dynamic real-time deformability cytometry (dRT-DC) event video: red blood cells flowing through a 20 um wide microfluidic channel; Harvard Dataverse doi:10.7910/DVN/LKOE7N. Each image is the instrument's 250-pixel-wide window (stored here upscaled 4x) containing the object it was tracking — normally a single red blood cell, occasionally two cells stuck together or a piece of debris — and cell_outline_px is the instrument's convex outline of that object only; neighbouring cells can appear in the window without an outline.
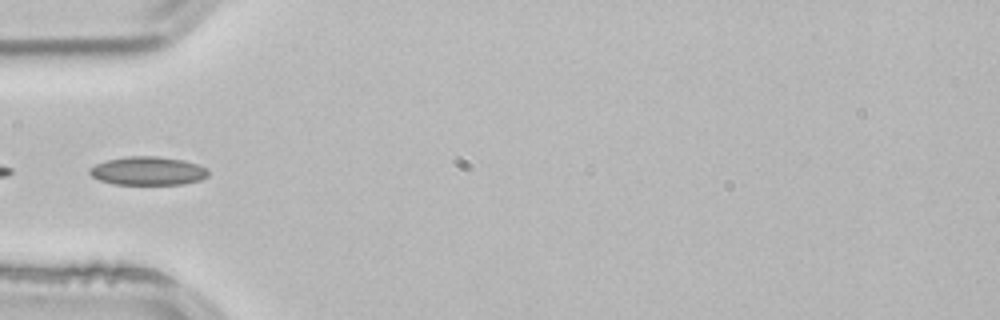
{"species": "common noctule bat (a hibernating species)", "species_latin": "Nyctalus noctula", "temperature_condition": "room temperature", "stored_images_in_passage": 2, "camera_frame_rate_fps": 3000, "um_per_image_px": 0.085, "animal": {"sex": "male", "body_mass_g": 21.5, "forearm_length_mm": 52.0}, "frame": {"image": 1, "passage_image": 2, "time_ms": 0.333, "image_size_px": [1000, 320], "cell_outline_px": [[208, 176], [200, 180], [184, 184], [112, 184], [100, 180], [92, 176], [88, 172], [88, 168], [96, 164], [108, 160], [128, 156], [156, 156], [184, 160], [208, 168]], "centroid_in_image_um": [12.57, 14.53], "position_along_channel_um": 72.4, "area_um2": 19.71}}